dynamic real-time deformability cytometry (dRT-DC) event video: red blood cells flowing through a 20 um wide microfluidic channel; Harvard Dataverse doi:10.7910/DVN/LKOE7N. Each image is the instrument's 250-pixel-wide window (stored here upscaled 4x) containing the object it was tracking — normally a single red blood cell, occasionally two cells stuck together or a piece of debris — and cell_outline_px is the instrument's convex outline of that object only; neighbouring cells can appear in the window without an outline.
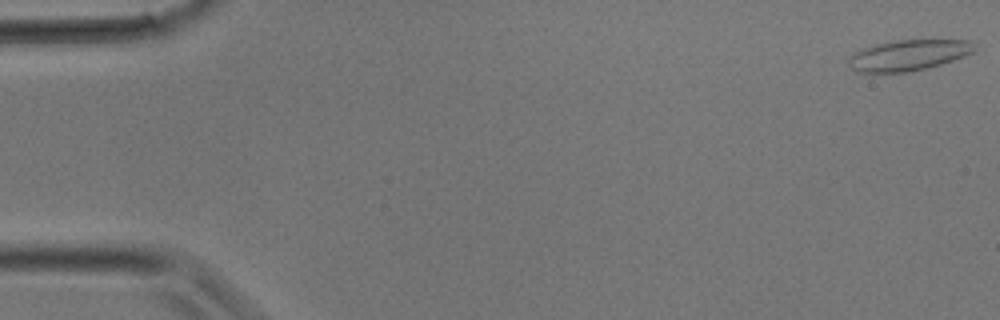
{"species": "common noctule bat (a hibernating species)", "species_latin": "Nyctalus noctula", "temperature_condition": "room temperature", "stored_images_in_passage": 21, "camera_frame_rate_fps": 3000, "um_per_image_px": 0.085, "animal": {"sex": "male", "body_mass_g": 17.9}, "frame": {"image": 1, "passage_image": 1, "time_ms": 0.0, "image_size_px": [1000, 320], "cell_outline_px": [[976, 48], [972, 52], [964, 56], [928, 68], [908, 72], [856, 72], [848, 64], [848, 60], [852, 52], [876, 44], [896, 40], [972, 40]], "centroid_in_image_um": [77.2, 4.69], "position_along_channel_um": 7.8, "area_um2": 22.54}}
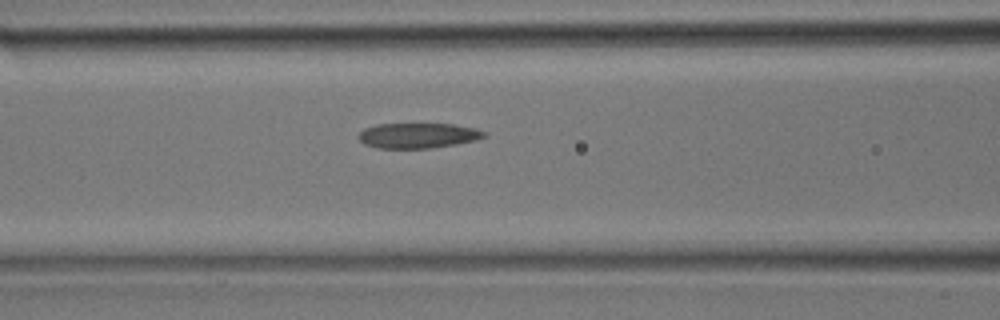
{"frame": {"image": 2, "passage_image": 13, "time_ms": 4.0, "image_size_px": [1000, 320], "cell_outline_px": [[488, 136], [476, 140], [456, 144], [432, 148], [376, 148], [364, 144], [360, 140], [360, 132], [364, 128], [376, 124], [452, 124], [476, 128], [488, 132]], "centroid_in_image_um": [35.58, 11.52], "position_along_channel_um": 131.0, "area_um2": 18.55}}
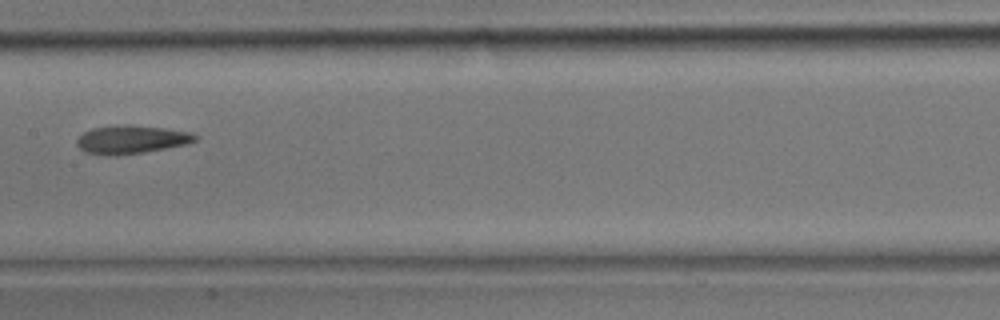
{"frame": {"image": 3, "passage_image": 16, "time_ms": 5.0, "image_size_px": [1000, 320], "cell_outline_px": [[196, 140], [184, 144], [144, 152], [116, 156], [104, 156], [84, 152], [76, 144], [76, 140], [84, 132], [92, 128], [128, 124], [164, 128], [188, 132], [196, 136]], "centroid_in_image_um": [11.08, 11.87], "position_along_channel_um": 196.3, "area_um2": 19.36}}